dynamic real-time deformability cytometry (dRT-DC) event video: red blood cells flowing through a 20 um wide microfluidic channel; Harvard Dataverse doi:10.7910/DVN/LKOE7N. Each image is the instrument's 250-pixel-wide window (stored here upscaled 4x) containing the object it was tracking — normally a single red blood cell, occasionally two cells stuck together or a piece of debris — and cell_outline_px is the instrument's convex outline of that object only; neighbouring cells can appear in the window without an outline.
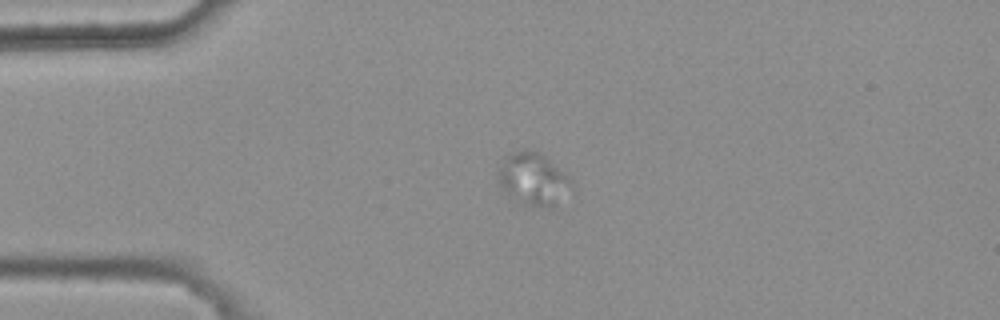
{"species": "common noctule bat (a hibernating species)", "species_latin": "Nyctalus noctula", "temperature_condition": "warm", "stored_images_in_passage": 6, "camera_frame_rate_fps": 3000, "um_per_image_px": 0.085, "animal": {"sex": "female", "body_mass_g": 25.1}, "frame": {"image": 1, "passage_image": 4, "time_ms": 1.0, "image_size_px": [1000, 320], "cell_outline_px": [[572, 188], [552, 204], [524, 204], [512, 196], [500, 184], [496, 172], [508, 156], [512, 152], [524, 148], [540, 152], [572, 184]], "centroid_in_image_um": [45.24, 15.14], "position_along_channel_um": 39.8, "area_um2": 20.69}}
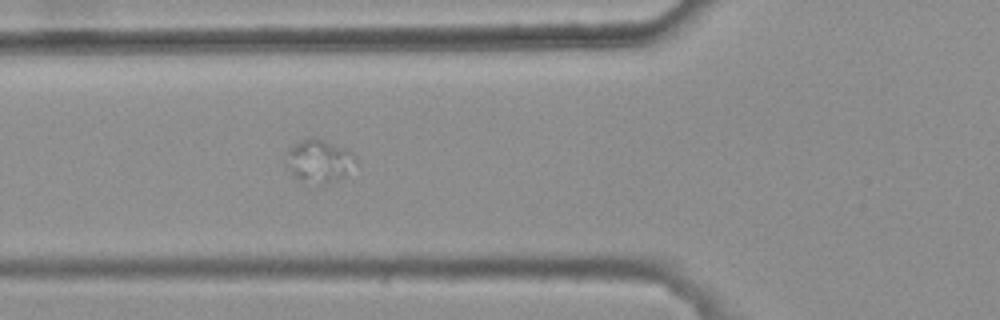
{"frame": {"image": 2, "passage_image": 6, "time_ms": 1.667, "image_size_px": [1000, 320], "cell_outline_px": [[352, 156], [344, 172], [336, 180], [324, 184], [320, 184], [300, 180], [288, 168], [284, 160], [288, 148], [308, 136], [324, 140], [344, 148]], "centroid_in_image_um": [26.95, 13.64], "position_along_channel_um": 98.9, "area_um2": 16.36}}